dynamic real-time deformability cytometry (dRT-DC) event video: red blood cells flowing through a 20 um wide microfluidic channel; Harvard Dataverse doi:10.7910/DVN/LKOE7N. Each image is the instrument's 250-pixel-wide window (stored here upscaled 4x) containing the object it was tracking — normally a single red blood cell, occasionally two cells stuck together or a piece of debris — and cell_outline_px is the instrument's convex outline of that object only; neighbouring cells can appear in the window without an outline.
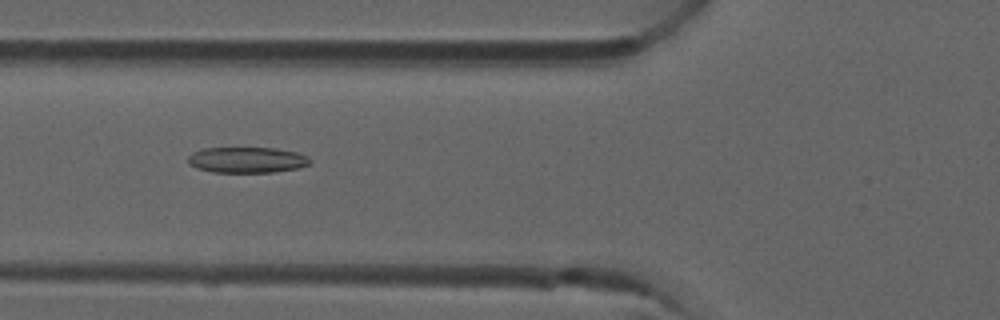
{"species": "common noctule bat (a hibernating species)", "species_latin": "Nyctalus noctula", "temperature_condition": "room temperature", "stored_images_in_passage": 4, "camera_frame_rate_fps": 3000, "um_per_image_px": 0.085, "animal": {"sex": "male", "forearm_length_mm": 52.5}, "frame": {"image": 1, "passage_image": 2, "time_ms": 0.333, "image_size_px": [1000, 320], "cell_outline_px": [[312, 160], [308, 164], [300, 168], [272, 172], [212, 172], [196, 168], [188, 164], [188, 156], [192, 152], [204, 148], [276, 148], [296, 152], [308, 156]], "centroid_in_image_um": [20.98, 13.59], "position_along_channel_um": 104.8, "area_um2": 18.44}}
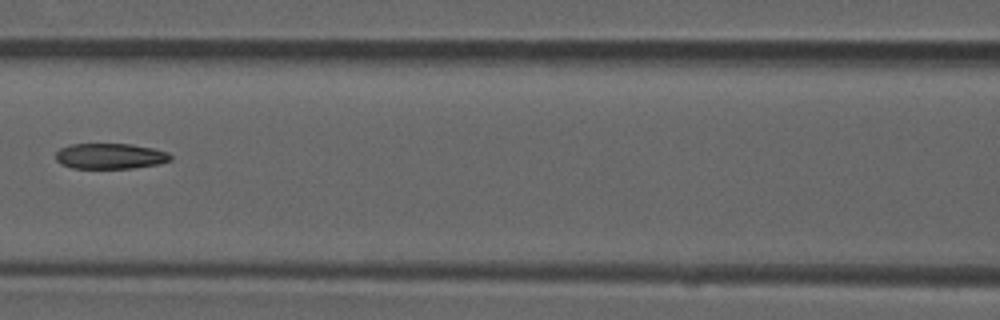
{"frame": {"image": 2, "passage_image": 3, "time_ms": 0.667, "image_size_px": [1000, 320], "cell_outline_px": [[172, 160], [156, 164], [132, 168], [72, 168], [60, 164], [56, 160], [56, 152], [60, 148], [72, 144], [132, 144], [152, 148], [168, 152], [172, 156]], "centroid_in_image_um": [9.35, 13.27], "position_along_channel_um": 157.2, "area_um2": 17.11}}
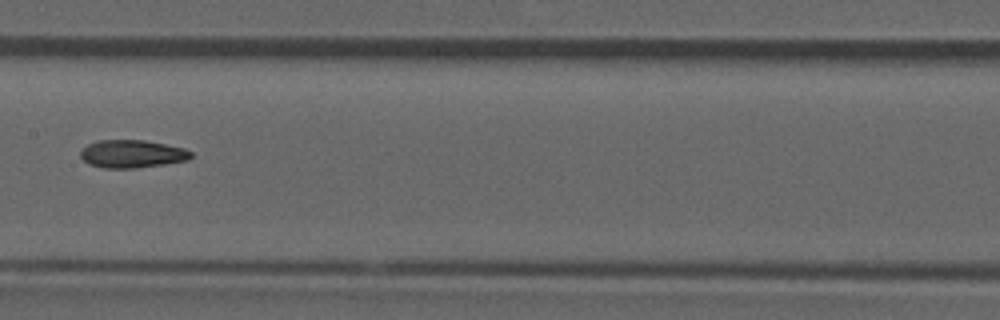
{"frame": {"image": 3, "passage_image": 4, "time_ms": 1.0, "image_size_px": [1000, 320], "cell_outline_px": [[192, 156], [188, 160], [164, 164], [136, 168], [104, 168], [88, 164], [80, 156], [80, 152], [88, 144], [100, 140], [144, 140], [184, 148], [192, 152]], "centroid_in_image_um": [11.23, 13.08], "position_along_channel_um": 196.2, "area_um2": 17.86}}